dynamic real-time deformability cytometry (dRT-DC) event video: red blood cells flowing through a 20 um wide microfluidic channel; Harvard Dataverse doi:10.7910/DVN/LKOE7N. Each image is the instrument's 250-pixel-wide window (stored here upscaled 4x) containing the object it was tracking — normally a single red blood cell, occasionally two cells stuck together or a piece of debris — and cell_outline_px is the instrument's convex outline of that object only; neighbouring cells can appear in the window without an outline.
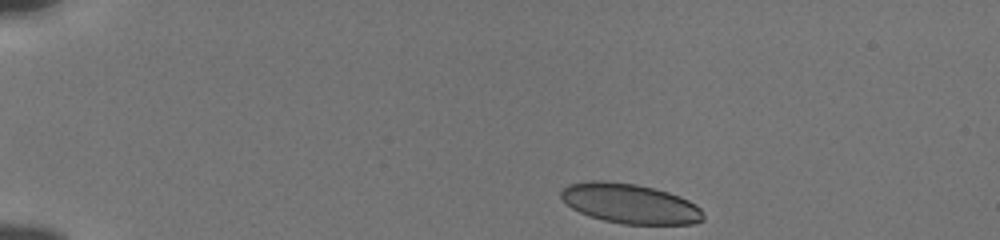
{"species": "human", "species_latin": "Homo sapiens", "temperature_condition": "cold", "stored_images_in_passage": 45, "camera_frame_rate_fps": 3000, "um_per_image_px": 0.085, "donor": {"sex": "male"}, "frame": {"image": 1, "passage_image": 1, "time_ms": 0.0, "image_size_px": [1000, 240], "cell_outline_px": [[704, 220], [692, 224], [624, 224], [604, 220], [588, 216], [572, 208], [560, 196], [560, 192], [568, 184], [592, 180], [600, 180], [636, 184], [668, 192], [680, 196], [696, 204], [704, 212]], "centroid_in_image_um": [53.57, 17.3], "position_along_channel_um": 31.4, "area_um2": 33.0}}
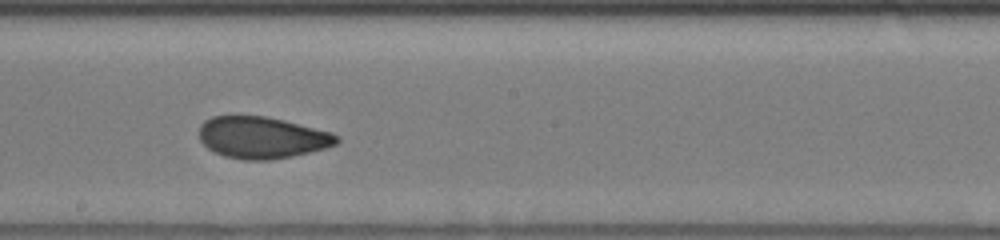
{"frame": {"image": 2, "passage_image": 23, "time_ms": 7.333, "image_size_px": [1000, 240], "cell_outline_px": [[340, 140], [336, 144], [324, 148], [292, 156], [272, 160], [244, 160], [224, 156], [208, 148], [200, 140], [200, 124], [204, 120], [212, 116], [264, 116], [284, 120], [332, 132], [340, 136]], "centroid_in_image_um": [22.28, 11.69], "position_along_channel_um": 225.9, "area_um2": 33.41}}
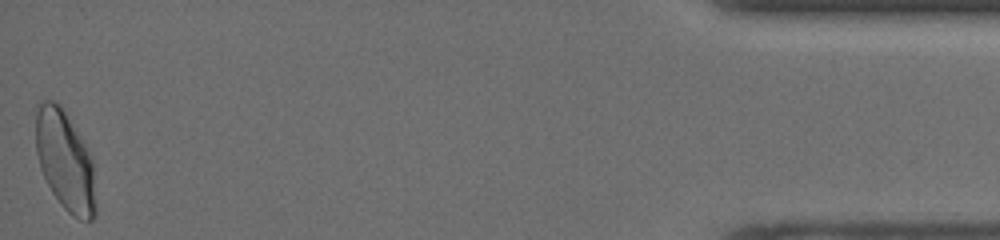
{"frame": {"image": 3, "passage_image": 45, "time_ms": 14.667, "image_size_px": [1000, 240], "cell_outline_px": [[96, 216], [92, 220], [80, 220], [72, 216], [60, 204], [52, 192], [40, 168], [36, 152], [36, 104], [40, 100], [56, 100], [60, 104], [92, 156], [96, 208]], "centroid_in_image_um": [5.53, 13.67], "position_along_channel_um": 429.7, "area_um2": 35.08}, "authors_computed_cell_mechanics": {"area_um2": 33.6974, "velocity_mm_per_s": 3.8234, "shape_relaxation_time_tau1_ms": 4.9027, "shape_relaxation_time_tau2_ms": 1.193, "deformation_change_tau1": 0.1287, "deformation_change_tau2": 0.0693}}